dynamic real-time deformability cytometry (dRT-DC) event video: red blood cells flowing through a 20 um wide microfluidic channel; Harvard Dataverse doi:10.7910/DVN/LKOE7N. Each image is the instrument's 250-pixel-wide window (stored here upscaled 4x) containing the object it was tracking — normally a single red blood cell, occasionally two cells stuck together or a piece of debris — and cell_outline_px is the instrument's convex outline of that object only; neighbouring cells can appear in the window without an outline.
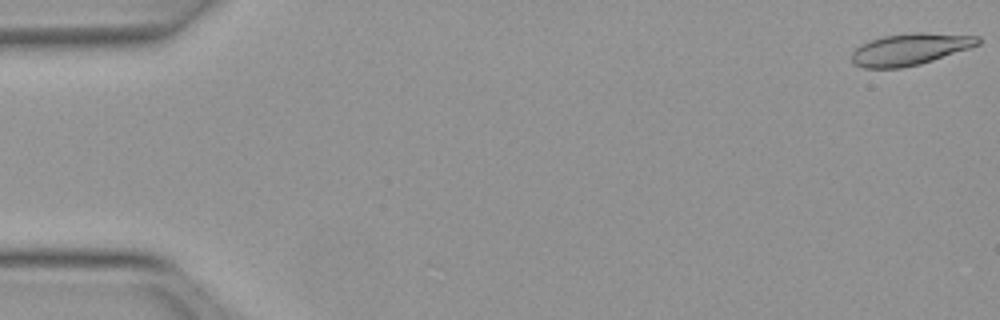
{"species": "Egyptian fruit bat (a non-hibernating species)", "species_latin": "Rousettus aegyptiacus", "temperature_condition": "warm", "stored_images_in_passage": 51, "camera_frame_rate_fps": 3000, "um_per_image_px": 0.085, "animal": {"sex": "female"}, "frame": {"image": 1, "passage_image": 1, "time_ms": 0.0, "image_size_px": [1000, 320], "cell_outline_px": [[980, 44], [920, 64], [900, 68], [864, 68], [852, 64], [852, 52], [860, 44], [884, 36], [916, 32], [924, 32], [980, 36]], "centroid_in_image_um": [77.33, 4.18], "position_along_channel_um": 7.7, "area_um2": 23.18}}
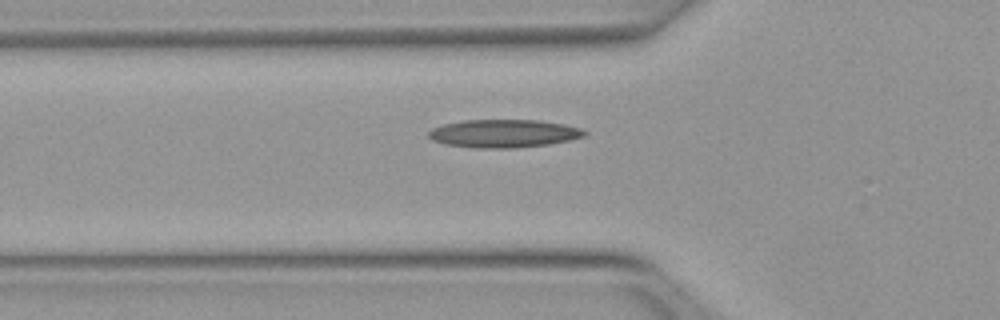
{"frame": {"image": 2, "passage_image": 18, "time_ms": 5.667, "image_size_px": [1000, 320], "cell_outline_px": [[588, 132], [584, 136], [572, 140], [548, 144], [516, 148], [476, 148], [444, 144], [432, 140], [428, 136], [428, 132], [432, 128], [444, 124], [464, 120], [540, 120], [564, 124], [580, 128]], "centroid_in_image_um": [42.82, 11.35], "position_along_channel_um": 83.0, "area_um2": 25.61}}
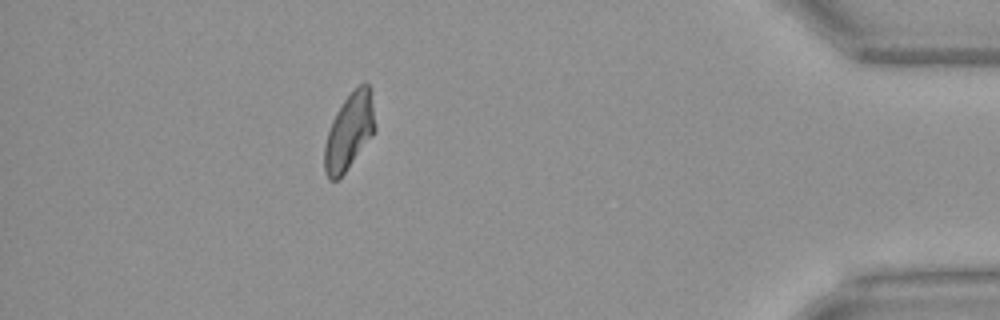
{"frame": {"image": 3, "passage_image": 46, "time_ms": 15.0, "image_size_px": [1000, 320], "cell_outline_px": [[376, 128], [372, 136], [344, 172], [336, 180], [328, 180], [324, 172], [324, 144], [332, 120], [336, 112], [344, 100], [364, 80], [368, 84], [372, 104]], "centroid_in_image_um": [29.66, 11.2], "position_along_channel_um": 405.5, "area_um2": 22.08}, "authors_computed_cell_mechanics": {"area_um2": 23.3512, "velocity_mm_per_s": 3.9846, "shape_relaxation_time_tau1_ms": null, "shape_relaxation_time_tau2_ms": 4.7553, "deformation_change_tau1": null, "deformation_change_tau2": 0.131}}